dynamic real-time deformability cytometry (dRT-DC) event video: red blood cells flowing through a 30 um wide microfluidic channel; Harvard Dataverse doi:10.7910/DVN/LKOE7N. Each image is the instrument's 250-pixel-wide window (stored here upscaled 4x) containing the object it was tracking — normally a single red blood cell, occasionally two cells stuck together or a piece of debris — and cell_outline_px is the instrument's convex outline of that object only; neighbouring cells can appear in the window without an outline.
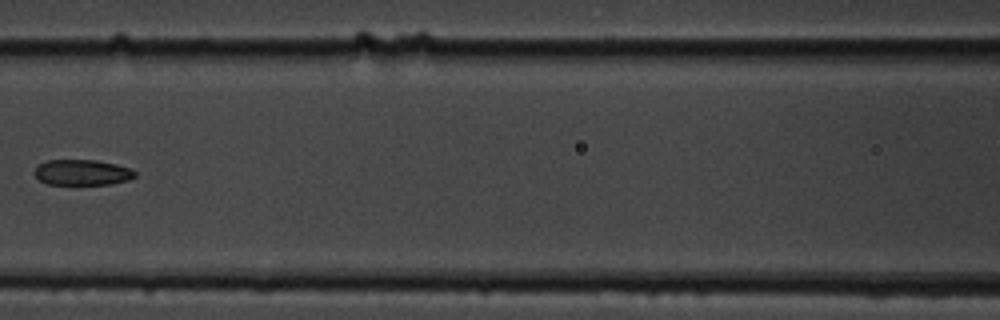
{"species": "common noctule bat (a hibernating species)", "species_latin": "Nyctalus noctula", "temperature_condition": "cold", "stored_images_in_passage": 8, "camera_frame_rate_fps": 3000, "um_per_image_px": 0.085, "animal": {"sex": "male", "body_mass_g": 19.5, "forearm_length_mm": 54.6}, "frame": {"image": 1, "passage_image": 7, "time_ms": 7.0, "image_size_px": [1000, 320], "cell_outline_px": [[136, 176], [128, 180], [112, 184], [48, 184], [40, 180], [32, 172], [40, 164], [48, 160], [96, 160], [116, 164], [132, 168], [136, 172]], "centroid_in_image_um": [7.02, 14.65], "position_along_channel_um": 159.6, "area_um2": 15.03}}
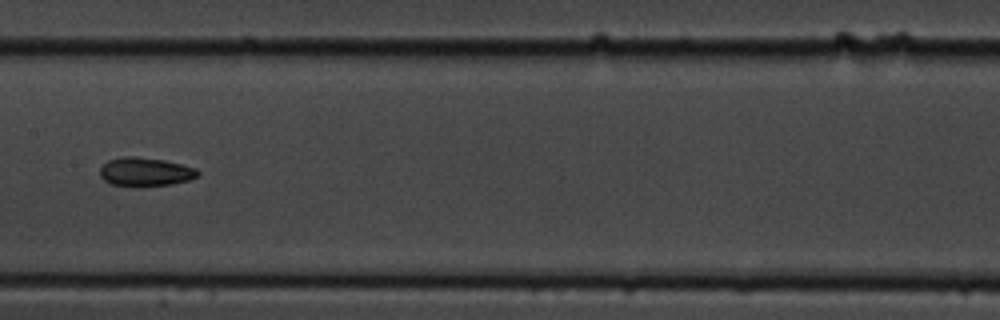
{"frame": {"image": 2, "passage_image": 8, "time_ms": 8.0, "image_size_px": [1000, 320], "cell_outline_px": [[200, 172], [196, 176], [188, 180], [172, 184], [136, 188], [112, 184], [104, 180], [100, 176], [100, 168], [108, 160], [120, 156], [136, 156], [164, 160], [196, 168]], "centroid_in_image_um": [12.32, 14.62], "position_along_channel_um": 195.1, "area_um2": 16.65}}